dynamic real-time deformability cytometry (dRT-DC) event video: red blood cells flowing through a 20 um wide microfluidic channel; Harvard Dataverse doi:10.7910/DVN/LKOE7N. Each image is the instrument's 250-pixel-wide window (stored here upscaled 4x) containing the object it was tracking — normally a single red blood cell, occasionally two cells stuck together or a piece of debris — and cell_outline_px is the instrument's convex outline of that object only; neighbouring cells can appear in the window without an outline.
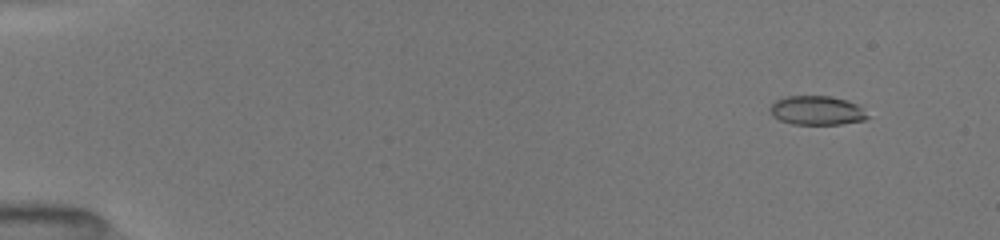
{"species": "common noctule bat (a hibernating species)", "species_latin": "Nyctalus noctula", "temperature_condition": "room temperature", "stored_images_in_passage": 21, "camera_frame_rate_fps": 3000, "um_per_image_px": 0.085, "animal": {"sex": "female", "body_mass_g": 19.5, "forearm_length_mm": 54.1}, "frame": {"image": 1, "passage_image": 2, "time_ms": 0.667, "image_size_px": [1000, 240], "cell_outline_px": [[868, 116], [864, 120], [840, 124], [792, 124], [780, 120], [772, 116], [768, 108], [776, 100], [788, 96], [828, 96], [844, 100], [856, 104]], "centroid_in_image_um": [69.36, 9.39], "position_along_channel_um": 15.6, "area_um2": 16.24}}
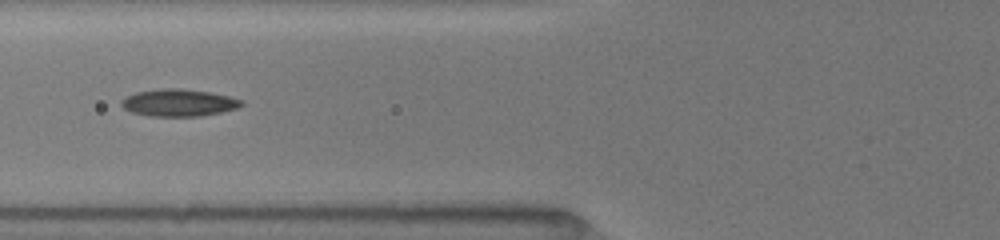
{"frame": {"image": 2, "passage_image": 15, "time_ms": 6.333, "image_size_px": [1000, 240], "cell_outline_px": [[244, 104], [240, 108], [200, 116], [148, 116], [132, 112], [124, 108], [120, 104], [120, 100], [124, 96], [136, 92], [160, 88], [180, 88], [212, 92], [244, 100]], "centroid_in_image_um": [15.19, 8.72], "position_along_channel_um": 110.6, "area_um2": 19.31}}
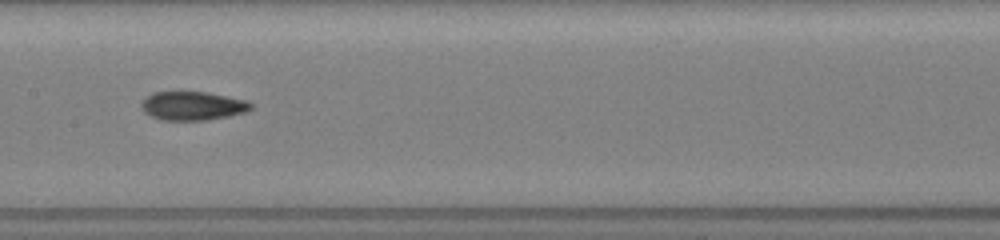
{"frame": {"image": 3, "passage_image": 19, "time_ms": 8.333, "image_size_px": [1000, 240], "cell_outline_px": [[252, 108], [248, 112], [228, 116], [204, 120], [160, 120], [144, 112], [140, 104], [152, 92], [208, 92], [248, 100], [252, 104]], "centroid_in_image_um": [16.41, 8.99], "position_along_channel_um": 191.0, "area_um2": 18.38}}